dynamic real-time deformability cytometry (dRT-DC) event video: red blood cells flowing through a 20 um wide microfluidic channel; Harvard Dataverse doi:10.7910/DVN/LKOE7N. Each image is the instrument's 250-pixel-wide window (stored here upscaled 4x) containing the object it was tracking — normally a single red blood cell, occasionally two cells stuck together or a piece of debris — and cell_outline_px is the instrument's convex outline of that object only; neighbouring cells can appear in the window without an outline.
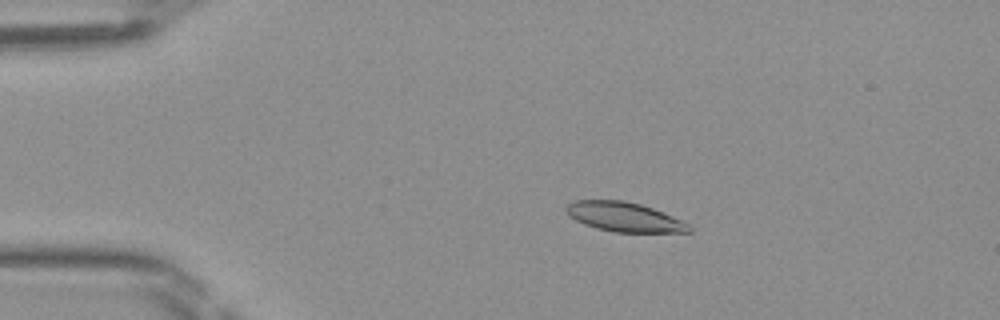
{"species": "Egyptian fruit bat (a non-hibernating species)", "species_latin": "Rousettus aegyptiacus", "temperature_condition": "room temperature", "stored_images_in_passage": 49, "camera_frame_rate_fps": 3000, "um_per_image_px": 0.085, "frame": {"image": 1, "passage_image": 10, "time_ms": 3.0, "image_size_px": [1000, 320], "cell_outline_px": [[692, 232], [612, 232], [596, 228], [584, 224], [568, 216], [564, 208], [568, 204], [576, 200], [624, 200], [640, 204], [652, 208], [692, 224]], "centroid_in_image_um": [53.07, 18.44], "position_along_channel_um": 31.9, "area_um2": 21.21}}
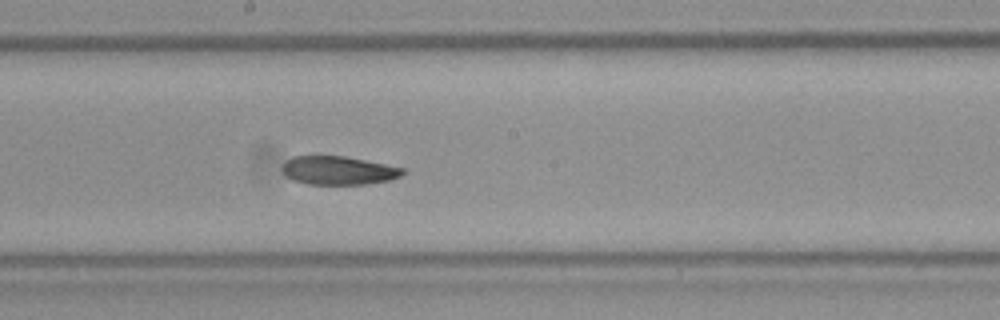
{"frame": {"image": 2, "passage_image": 27, "time_ms": 8.667, "image_size_px": [1000, 320], "cell_outline_px": [[404, 172], [400, 176], [388, 180], [364, 184], [308, 184], [292, 180], [280, 168], [292, 156], [344, 156], [404, 168]], "centroid_in_image_um": [28.74, 14.49], "position_along_channel_um": 219.5, "area_um2": 19.71}}
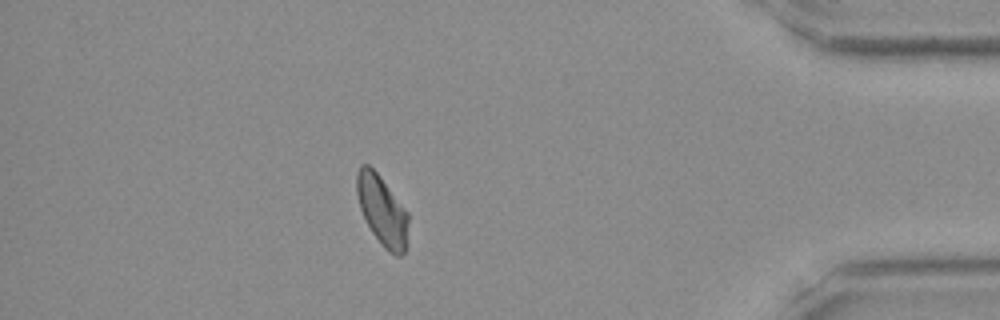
{"frame": {"image": 3, "passage_image": 43, "time_ms": 14.0, "image_size_px": [1000, 320], "cell_outline_px": [[408, 244], [404, 252], [400, 256], [396, 256], [388, 252], [384, 248], [372, 232], [360, 208], [356, 192], [356, 172], [360, 164], [368, 164], [380, 176], [408, 212]], "centroid_in_image_um": [32.49, 17.9], "position_along_channel_um": 402.7, "area_um2": 21.15}}